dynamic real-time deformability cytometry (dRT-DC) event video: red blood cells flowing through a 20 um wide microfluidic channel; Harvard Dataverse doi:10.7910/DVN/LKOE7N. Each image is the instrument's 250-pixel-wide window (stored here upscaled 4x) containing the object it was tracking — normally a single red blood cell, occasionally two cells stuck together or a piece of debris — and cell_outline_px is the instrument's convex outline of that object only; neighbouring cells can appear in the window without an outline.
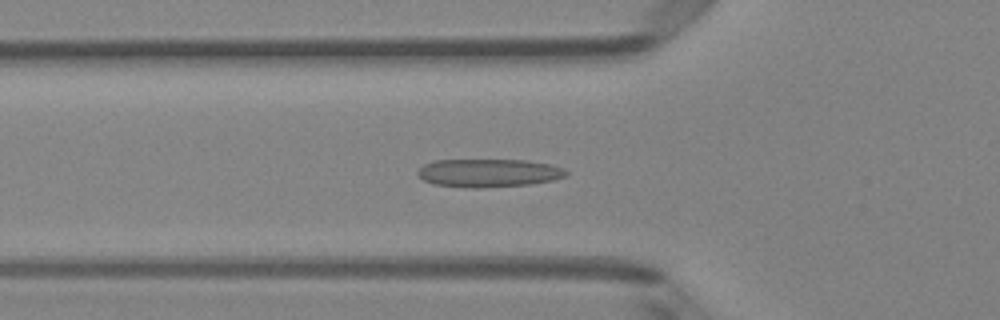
{"species": "Egyptian fruit bat (a non-hibernating species)", "species_latin": "Rousettus aegyptiacus", "temperature_condition": "room temperature", "stored_images_in_passage": 50, "camera_frame_rate_fps": 3000, "um_per_image_px": 0.085, "animal": {"sex": "female"}, "frame": {"image": 1, "passage_image": 17, "time_ms": 5.333, "image_size_px": [1000, 320], "cell_outline_px": [[568, 176], [552, 180], [528, 184], [480, 188], [472, 188], [432, 184], [424, 180], [416, 172], [424, 164], [432, 160], [524, 160], [548, 164], [564, 168], [568, 172]], "centroid_in_image_um": [41.52, 14.7], "position_along_channel_um": 84.3, "area_um2": 24.33}}
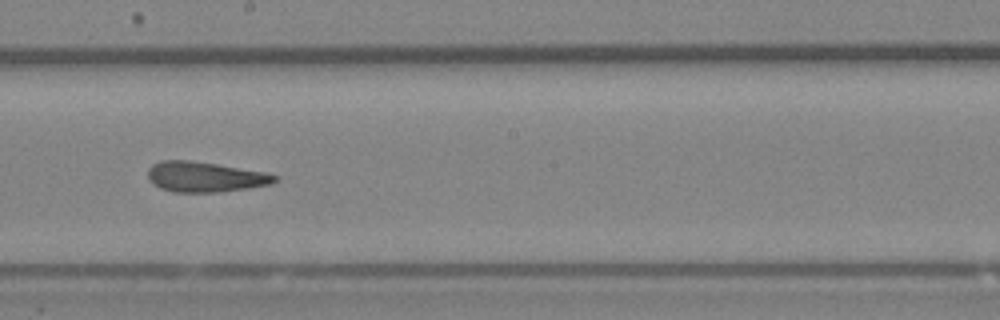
{"frame": {"image": 2, "passage_image": 28, "time_ms": 9.0, "image_size_px": [1000, 320], "cell_outline_px": [[280, 176], [272, 184], [248, 188], [216, 192], [172, 192], [160, 188], [152, 184], [148, 176], [148, 168], [152, 164], [160, 160], [188, 160], [216, 164], [264, 172]], "centroid_in_image_um": [17.4, 15.03], "position_along_channel_um": 230.8, "area_um2": 22.37}}
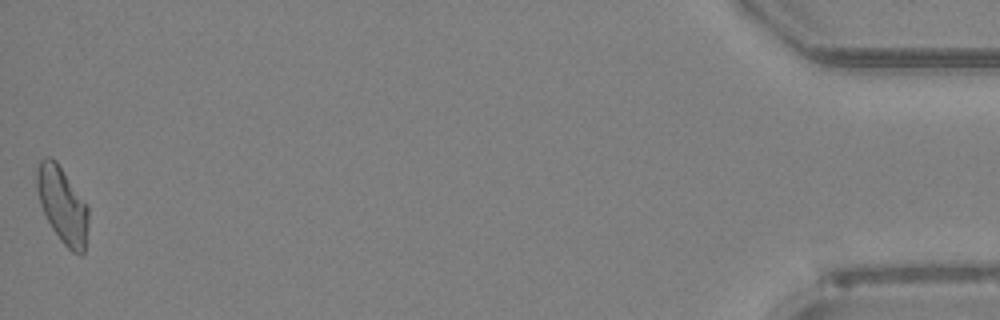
{"frame": {"image": 3, "passage_image": 50, "time_ms": 16.333, "image_size_px": [1000, 320], "cell_outline_px": [[88, 224], [84, 252], [80, 256], [72, 252], [60, 240], [52, 228], [40, 204], [36, 188], [36, 168], [40, 160], [44, 156], [48, 156], [56, 160], [88, 204]], "centroid_in_image_um": [5.31, 17.4], "position_along_channel_um": 429.9, "area_um2": 23.12}, "authors_computed_cell_mechanics": {"area_um2": 23.0911, "velocity_mm_per_s": 4.0044, "shape_relaxation_time_tau1_ms": null, "shape_relaxation_time_tau2_ms": 2.7606, "deformation_change_tau1": null, "deformation_change_tau2": 0.1136}}